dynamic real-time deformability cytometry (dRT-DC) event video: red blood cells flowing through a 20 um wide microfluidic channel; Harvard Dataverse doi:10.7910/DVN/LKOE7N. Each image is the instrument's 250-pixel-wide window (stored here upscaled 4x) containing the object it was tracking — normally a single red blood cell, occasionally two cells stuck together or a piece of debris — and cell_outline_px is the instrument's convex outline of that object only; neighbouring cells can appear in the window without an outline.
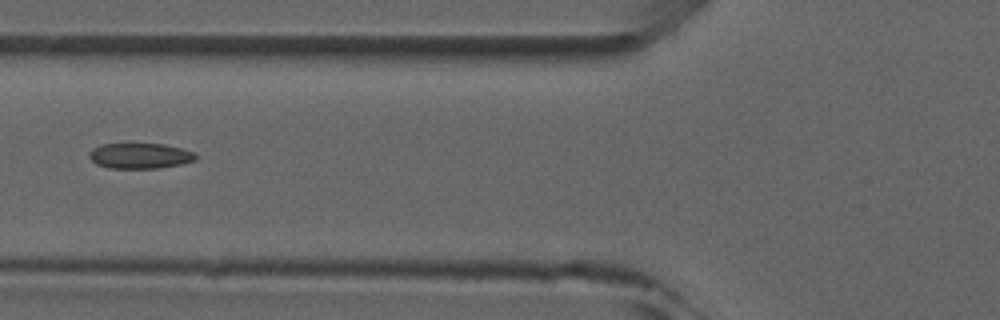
{"species": "common noctule bat (a hibernating species)", "species_latin": "Nyctalus noctula", "temperature_condition": "room temperature", "stored_images_in_passage": 6, "camera_frame_rate_fps": 3000, "um_per_image_px": 0.085, "animal": {"sex": "male", "forearm_length_mm": 52.5}, "frame": {"image": 1, "passage_image": 4, "time_ms": 4.667, "image_size_px": [1000, 320], "cell_outline_px": [[196, 160], [180, 164], [160, 168], [108, 168], [96, 164], [88, 156], [88, 152], [92, 148], [100, 144], [164, 144], [196, 152]], "centroid_in_image_um": [11.88, 13.24], "position_along_channel_um": 113.9, "area_um2": 15.9}}
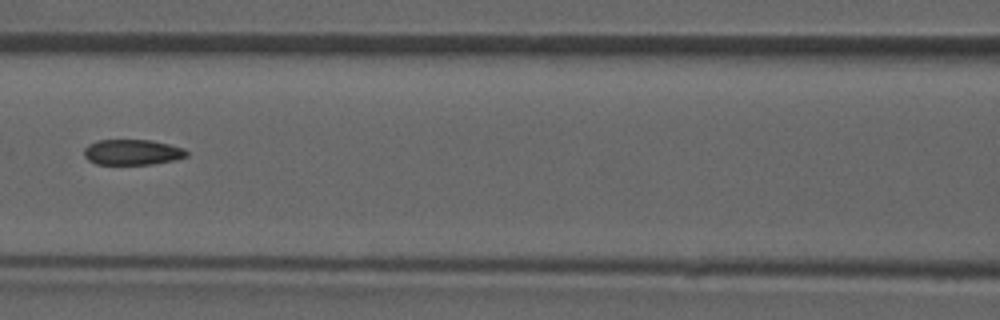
{"frame": {"image": 2, "passage_image": 5, "time_ms": 5.667, "image_size_px": [1000, 320], "cell_outline_px": [[188, 156], [176, 160], [152, 164], [96, 164], [88, 160], [84, 156], [84, 148], [88, 144], [100, 140], [152, 140], [184, 148], [188, 152]], "centroid_in_image_um": [11.26, 12.94], "position_along_channel_um": 155.3, "area_um2": 15.32}}